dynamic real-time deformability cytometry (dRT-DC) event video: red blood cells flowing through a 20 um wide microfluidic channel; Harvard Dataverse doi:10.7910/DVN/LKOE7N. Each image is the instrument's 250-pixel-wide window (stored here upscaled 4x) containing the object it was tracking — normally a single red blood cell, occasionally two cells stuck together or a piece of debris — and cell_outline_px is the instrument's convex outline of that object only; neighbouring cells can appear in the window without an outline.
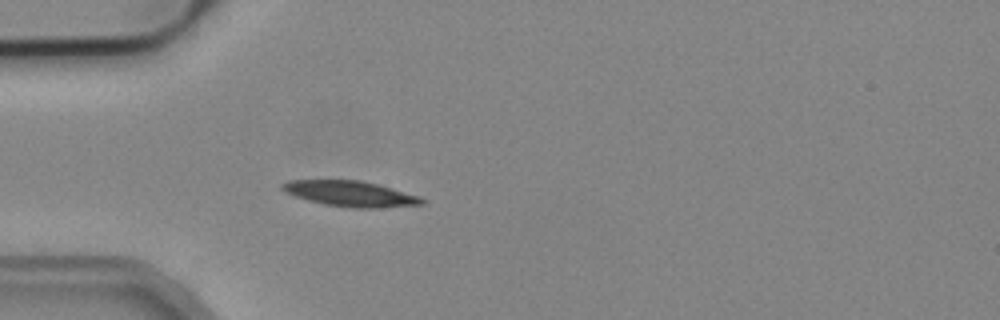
{"species": "common noctule bat (a hibernating species)", "species_latin": "Nyctalus noctula", "temperature_condition": "cold", "stored_images_in_passage": 3, "camera_frame_rate_fps": 3000, "um_per_image_px": 0.085, "animal": {"sex": "male", "body_mass_g": 19.2, "forearm_length_mm": 51.8}, "frame": {"image": 1, "passage_image": 3, "time_ms": 0.667, "image_size_px": [1000, 320], "cell_outline_px": [[428, 200], [424, 204], [380, 208], [352, 208], [324, 204], [308, 200], [284, 192], [280, 188], [280, 184], [288, 180], [360, 180], [392, 188], [420, 196]], "centroid_in_image_um": [29.8, 16.47], "position_along_channel_um": 55.2, "area_um2": 20.92}}